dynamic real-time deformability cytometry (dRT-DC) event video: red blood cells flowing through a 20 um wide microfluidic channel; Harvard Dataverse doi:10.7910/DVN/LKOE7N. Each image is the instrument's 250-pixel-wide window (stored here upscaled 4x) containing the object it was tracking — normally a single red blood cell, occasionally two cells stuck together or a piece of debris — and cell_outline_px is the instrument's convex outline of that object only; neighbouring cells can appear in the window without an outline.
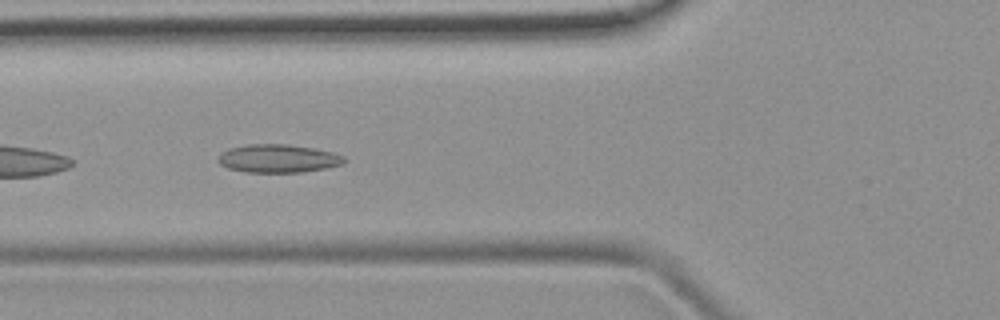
{"species": "common noctule bat (a hibernating species)", "species_latin": "Nyctalus noctula", "temperature_condition": "room temperature", "stored_images_in_passage": 12, "camera_frame_rate_fps": 3000, "um_per_image_px": 0.085, "animal": {"sex": "female", "body_mass_g": 19.9}, "frame": {"image": 1, "passage_image": 10, "time_ms": 3.0, "image_size_px": [1000, 320], "cell_outline_px": [[348, 160], [344, 164], [324, 168], [300, 172], [244, 172], [228, 168], [220, 164], [216, 160], [220, 152], [232, 148], [248, 144], [288, 144], [312, 148], [332, 152], [344, 156]], "centroid_in_image_um": [23.63, 13.47], "position_along_channel_um": 102.2, "area_um2": 20.75}}